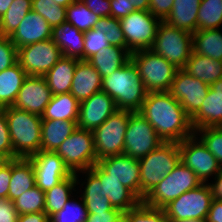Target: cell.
Listing matches in <instances>:
<instances>
[{
  "label": "cell",
  "instance_id": "cell-7",
  "mask_svg": "<svg viewBox=\"0 0 222 222\" xmlns=\"http://www.w3.org/2000/svg\"><path fill=\"white\" fill-rule=\"evenodd\" d=\"M150 50L164 57L176 68L183 69L192 53V33L161 21Z\"/></svg>",
  "mask_w": 222,
  "mask_h": 222
},
{
  "label": "cell",
  "instance_id": "cell-17",
  "mask_svg": "<svg viewBox=\"0 0 222 222\" xmlns=\"http://www.w3.org/2000/svg\"><path fill=\"white\" fill-rule=\"evenodd\" d=\"M117 110L113 98L101 90L80 102L77 127L93 131Z\"/></svg>",
  "mask_w": 222,
  "mask_h": 222
},
{
  "label": "cell",
  "instance_id": "cell-49",
  "mask_svg": "<svg viewBox=\"0 0 222 222\" xmlns=\"http://www.w3.org/2000/svg\"><path fill=\"white\" fill-rule=\"evenodd\" d=\"M18 213L13 201L8 198H0V222H17Z\"/></svg>",
  "mask_w": 222,
  "mask_h": 222
},
{
  "label": "cell",
  "instance_id": "cell-18",
  "mask_svg": "<svg viewBox=\"0 0 222 222\" xmlns=\"http://www.w3.org/2000/svg\"><path fill=\"white\" fill-rule=\"evenodd\" d=\"M52 96L44 76L28 75L19 90L13 107L41 116Z\"/></svg>",
  "mask_w": 222,
  "mask_h": 222
},
{
  "label": "cell",
  "instance_id": "cell-26",
  "mask_svg": "<svg viewBox=\"0 0 222 222\" xmlns=\"http://www.w3.org/2000/svg\"><path fill=\"white\" fill-rule=\"evenodd\" d=\"M190 119L193 130L222 126V97L210 88L201 108Z\"/></svg>",
  "mask_w": 222,
  "mask_h": 222
},
{
  "label": "cell",
  "instance_id": "cell-10",
  "mask_svg": "<svg viewBox=\"0 0 222 222\" xmlns=\"http://www.w3.org/2000/svg\"><path fill=\"white\" fill-rule=\"evenodd\" d=\"M213 196L208 183L191 189L171 201L163 209L169 221L206 219Z\"/></svg>",
  "mask_w": 222,
  "mask_h": 222
},
{
  "label": "cell",
  "instance_id": "cell-4",
  "mask_svg": "<svg viewBox=\"0 0 222 222\" xmlns=\"http://www.w3.org/2000/svg\"><path fill=\"white\" fill-rule=\"evenodd\" d=\"M140 166V200L170 173L180 162L179 143L164 142L157 149L141 158Z\"/></svg>",
  "mask_w": 222,
  "mask_h": 222
},
{
  "label": "cell",
  "instance_id": "cell-29",
  "mask_svg": "<svg viewBox=\"0 0 222 222\" xmlns=\"http://www.w3.org/2000/svg\"><path fill=\"white\" fill-rule=\"evenodd\" d=\"M183 70L202 82L211 85L222 78V61L192 52Z\"/></svg>",
  "mask_w": 222,
  "mask_h": 222
},
{
  "label": "cell",
  "instance_id": "cell-63",
  "mask_svg": "<svg viewBox=\"0 0 222 222\" xmlns=\"http://www.w3.org/2000/svg\"><path fill=\"white\" fill-rule=\"evenodd\" d=\"M169 222H206V219H187V220H182V221H169Z\"/></svg>",
  "mask_w": 222,
  "mask_h": 222
},
{
  "label": "cell",
  "instance_id": "cell-40",
  "mask_svg": "<svg viewBox=\"0 0 222 222\" xmlns=\"http://www.w3.org/2000/svg\"><path fill=\"white\" fill-rule=\"evenodd\" d=\"M32 10L41 15L53 28L66 22V7L48 0H32Z\"/></svg>",
  "mask_w": 222,
  "mask_h": 222
},
{
  "label": "cell",
  "instance_id": "cell-13",
  "mask_svg": "<svg viewBox=\"0 0 222 222\" xmlns=\"http://www.w3.org/2000/svg\"><path fill=\"white\" fill-rule=\"evenodd\" d=\"M196 136L193 134L179 143L180 162L189 167L202 183H207L208 178L216 176L222 166Z\"/></svg>",
  "mask_w": 222,
  "mask_h": 222
},
{
  "label": "cell",
  "instance_id": "cell-20",
  "mask_svg": "<svg viewBox=\"0 0 222 222\" xmlns=\"http://www.w3.org/2000/svg\"><path fill=\"white\" fill-rule=\"evenodd\" d=\"M90 170L99 178L102 196L107 197L110 204L120 211H128L141 200L119 180L108 177V173L96 163Z\"/></svg>",
  "mask_w": 222,
  "mask_h": 222
},
{
  "label": "cell",
  "instance_id": "cell-61",
  "mask_svg": "<svg viewBox=\"0 0 222 222\" xmlns=\"http://www.w3.org/2000/svg\"><path fill=\"white\" fill-rule=\"evenodd\" d=\"M12 159L5 153L0 151V169L9 164Z\"/></svg>",
  "mask_w": 222,
  "mask_h": 222
},
{
  "label": "cell",
  "instance_id": "cell-59",
  "mask_svg": "<svg viewBox=\"0 0 222 222\" xmlns=\"http://www.w3.org/2000/svg\"><path fill=\"white\" fill-rule=\"evenodd\" d=\"M210 88L215 91L216 94L222 97V78L211 84Z\"/></svg>",
  "mask_w": 222,
  "mask_h": 222
},
{
  "label": "cell",
  "instance_id": "cell-25",
  "mask_svg": "<svg viewBox=\"0 0 222 222\" xmlns=\"http://www.w3.org/2000/svg\"><path fill=\"white\" fill-rule=\"evenodd\" d=\"M131 59V52L127 48L112 46L102 48L95 53L88 62L100 73L101 77L112 74L124 66Z\"/></svg>",
  "mask_w": 222,
  "mask_h": 222
},
{
  "label": "cell",
  "instance_id": "cell-60",
  "mask_svg": "<svg viewBox=\"0 0 222 222\" xmlns=\"http://www.w3.org/2000/svg\"><path fill=\"white\" fill-rule=\"evenodd\" d=\"M114 222H129V210L121 211L115 218Z\"/></svg>",
  "mask_w": 222,
  "mask_h": 222
},
{
  "label": "cell",
  "instance_id": "cell-5",
  "mask_svg": "<svg viewBox=\"0 0 222 222\" xmlns=\"http://www.w3.org/2000/svg\"><path fill=\"white\" fill-rule=\"evenodd\" d=\"M202 184L195 173L182 162L157 184L142 200L145 204L163 209L183 193Z\"/></svg>",
  "mask_w": 222,
  "mask_h": 222
},
{
  "label": "cell",
  "instance_id": "cell-48",
  "mask_svg": "<svg viewBox=\"0 0 222 222\" xmlns=\"http://www.w3.org/2000/svg\"><path fill=\"white\" fill-rule=\"evenodd\" d=\"M174 0H150L149 11L161 21L170 15Z\"/></svg>",
  "mask_w": 222,
  "mask_h": 222
},
{
  "label": "cell",
  "instance_id": "cell-12",
  "mask_svg": "<svg viewBox=\"0 0 222 222\" xmlns=\"http://www.w3.org/2000/svg\"><path fill=\"white\" fill-rule=\"evenodd\" d=\"M164 141L158 136L152 125L139 113L130 115L124 137V154L140 160Z\"/></svg>",
  "mask_w": 222,
  "mask_h": 222
},
{
  "label": "cell",
  "instance_id": "cell-16",
  "mask_svg": "<svg viewBox=\"0 0 222 222\" xmlns=\"http://www.w3.org/2000/svg\"><path fill=\"white\" fill-rule=\"evenodd\" d=\"M32 162L36 186L46 192L73 173L53 151H39L28 158Z\"/></svg>",
  "mask_w": 222,
  "mask_h": 222
},
{
  "label": "cell",
  "instance_id": "cell-11",
  "mask_svg": "<svg viewBox=\"0 0 222 222\" xmlns=\"http://www.w3.org/2000/svg\"><path fill=\"white\" fill-rule=\"evenodd\" d=\"M160 23L150 11L136 10L120 19L127 49L131 53L150 49Z\"/></svg>",
  "mask_w": 222,
  "mask_h": 222
},
{
  "label": "cell",
  "instance_id": "cell-52",
  "mask_svg": "<svg viewBox=\"0 0 222 222\" xmlns=\"http://www.w3.org/2000/svg\"><path fill=\"white\" fill-rule=\"evenodd\" d=\"M11 175L12 161L0 169V198H8Z\"/></svg>",
  "mask_w": 222,
  "mask_h": 222
},
{
  "label": "cell",
  "instance_id": "cell-6",
  "mask_svg": "<svg viewBox=\"0 0 222 222\" xmlns=\"http://www.w3.org/2000/svg\"><path fill=\"white\" fill-rule=\"evenodd\" d=\"M131 60L138 68L139 75L147 92H166L178 70L161 55L150 49L131 53Z\"/></svg>",
  "mask_w": 222,
  "mask_h": 222
},
{
  "label": "cell",
  "instance_id": "cell-28",
  "mask_svg": "<svg viewBox=\"0 0 222 222\" xmlns=\"http://www.w3.org/2000/svg\"><path fill=\"white\" fill-rule=\"evenodd\" d=\"M201 0H174L170 15L165 22L174 28L197 31V16Z\"/></svg>",
  "mask_w": 222,
  "mask_h": 222
},
{
  "label": "cell",
  "instance_id": "cell-57",
  "mask_svg": "<svg viewBox=\"0 0 222 222\" xmlns=\"http://www.w3.org/2000/svg\"><path fill=\"white\" fill-rule=\"evenodd\" d=\"M129 4V9L140 11H149L150 0H126Z\"/></svg>",
  "mask_w": 222,
  "mask_h": 222
},
{
  "label": "cell",
  "instance_id": "cell-30",
  "mask_svg": "<svg viewBox=\"0 0 222 222\" xmlns=\"http://www.w3.org/2000/svg\"><path fill=\"white\" fill-rule=\"evenodd\" d=\"M34 186L36 182L32 162L25 158L13 159L8 199L14 201Z\"/></svg>",
  "mask_w": 222,
  "mask_h": 222
},
{
  "label": "cell",
  "instance_id": "cell-42",
  "mask_svg": "<svg viewBox=\"0 0 222 222\" xmlns=\"http://www.w3.org/2000/svg\"><path fill=\"white\" fill-rule=\"evenodd\" d=\"M94 29L104 32L110 45L127 48L120 20L111 16L101 17L96 22Z\"/></svg>",
  "mask_w": 222,
  "mask_h": 222
},
{
  "label": "cell",
  "instance_id": "cell-53",
  "mask_svg": "<svg viewBox=\"0 0 222 222\" xmlns=\"http://www.w3.org/2000/svg\"><path fill=\"white\" fill-rule=\"evenodd\" d=\"M120 212L117 208L105 212H95V214H88L85 222H114Z\"/></svg>",
  "mask_w": 222,
  "mask_h": 222
},
{
  "label": "cell",
  "instance_id": "cell-41",
  "mask_svg": "<svg viewBox=\"0 0 222 222\" xmlns=\"http://www.w3.org/2000/svg\"><path fill=\"white\" fill-rule=\"evenodd\" d=\"M79 197V202L69 199L60 211L49 217V222H85L88 213L82 197Z\"/></svg>",
  "mask_w": 222,
  "mask_h": 222
},
{
  "label": "cell",
  "instance_id": "cell-8",
  "mask_svg": "<svg viewBox=\"0 0 222 222\" xmlns=\"http://www.w3.org/2000/svg\"><path fill=\"white\" fill-rule=\"evenodd\" d=\"M132 111L117 110L92 131L97 161L124 154V137Z\"/></svg>",
  "mask_w": 222,
  "mask_h": 222
},
{
  "label": "cell",
  "instance_id": "cell-46",
  "mask_svg": "<svg viewBox=\"0 0 222 222\" xmlns=\"http://www.w3.org/2000/svg\"><path fill=\"white\" fill-rule=\"evenodd\" d=\"M18 62V49L10 37L0 35V72Z\"/></svg>",
  "mask_w": 222,
  "mask_h": 222
},
{
  "label": "cell",
  "instance_id": "cell-36",
  "mask_svg": "<svg viewBox=\"0 0 222 222\" xmlns=\"http://www.w3.org/2000/svg\"><path fill=\"white\" fill-rule=\"evenodd\" d=\"M32 10V0H14L0 18V35L10 37L26 14Z\"/></svg>",
  "mask_w": 222,
  "mask_h": 222
},
{
  "label": "cell",
  "instance_id": "cell-15",
  "mask_svg": "<svg viewBox=\"0 0 222 222\" xmlns=\"http://www.w3.org/2000/svg\"><path fill=\"white\" fill-rule=\"evenodd\" d=\"M210 85L178 69L168 92L182 105L191 118L200 108L207 96Z\"/></svg>",
  "mask_w": 222,
  "mask_h": 222
},
{
  "label": "cell",
  "instance_id": "cell-14",
  "mask_svg": "<svg viewBox=\"0 0 222 222\" xmlns=\"http://www.w3.org/2000/svg\"><path fill=\"white\" fill-rule=\"evenodd\" d=\"M62 57L51 38L18 48V63L28 75L44 76Z\"/></svg>",
  "mask_w": 222,
  "mask_h": 222
},
{
  "label": "cell",
  "instance_id": "cell-37",
  "mask_svg": "<svg viewBox=\"0 0 222 222\" xmlns=\"http://www.w3.org/2000/svg\"><path fill=\"white\" fill-rule=\"evenodd\" d=\"M100 17L86 7L83 1H75L66 7V22L82 32L95 27Z\"/></svg>",
  "mask_w": 222,
  "mask_h": 222
},
{
  "label": "cell",
  "instance_id": "cell-51",
  "mask_svg": "<svg viewBox=\"0 0 222 222\" xmlns=\"http://www.w3.org/2000/svg\"><path fill=\"white\" fill-rule=\"evenodd\" d=\"M111 17L118 20L128 16L135 9H129V4L126 0H110Z\"/></svg>",
  "mask_w": 222,
  "mask_h": 222
},
{
  "label": "cell",
  "instance_id": "cell-45",
  "mask_svg": "<svg viewBox=\"0 0 222 222\" xmlns=\"http://www.w3.org/2000/svg\"><path fill=\"white\" fill-rule=\"evenodd\" d=\"M104 32L95 30L94 28L84 32V60L88 61L95 53L99 52L102 48L109 47Z\"/></svg>",
  "mask_w": 222,
  "mask_h": 222
},
{
  "label": "cell",
  "instance_id": "cell-9",
  "mask_svg": "<svg viewBox=\"0 0 222 222\" xmlns=\"http://www.w3.org/2000/svg\"><path fill=\"white\" fill-rule=\"evenodd\" d=\"M72 173L88 170L97 163L93 133L77 127L55 151Z\"/></svg>",
  "mask_w": 222,
  "mask_h": 222
},
{
  "label": "cell",
  "instance_id": "cell-50",
  "mask_svg": "<svg viewBox=\"0 0 222 222\" xmlns=\"http://www.w3.org/2000/svg\"><path fill=\"white\" fill-rule=\"evenodd\" d=\"M87 8L101 17L111 16L110 0H83Z\"/></svg>",
  "mask_w": 222,
  "mask_h": 222
},
{
  "label": "cell",
  "instance_id": "cell-24",
  "mask_svg": "<svg viewBox=\"0 0 222 222\" xmlns=\"http://www.w3.org/2000/svg\"><path fill=\"white\" fill-rule=\"evenodd\" d=\"M79 59L62 57L45 75L47 86L53 95L69 93L74 71Z\"/></svg>",
  "mask_w": 222,
  "mask_h": 222
},
{
  "label": "cell",
  "instance_id": "cell-55",
  "mask_svg": "<svg viewBox=\"0 0 222 222\" xmlns=\"http://www.w3.org/2000/svg\"><path fill=\"white\" fill-rule=\"evenodd\" d=\"M17 222H49V217L45 212L21 214Z\"/></svg>",
  "mask_w": 222,
  "mask_h": 222
},
{
  "label": "cell",
  "instance_id": "cell-38",
  "mask_svg": "<svg viewBox=\"0 0 222 222\" xmlns=\"http://www.w3.org/2000/svg\"><path fill=\"white\" fill-rule=\"evenodd\" d=\"M222 25V0H201L197 31L218 29Z\"/></svg>",
  "mask_w": 222,
  "mask_h": 222
},
{
  "label": "cell",
  "instance_id": "cell-39",
  "mask_svg": "<svg viewBox=\"0 0 222 222\" xmlns=\"http://www.w3.org/2000/svg\"><path fill=\"white\" fill-rule=\"evenodd\" d=\"M13 203L18 215L45 212V192L34 186L15 199Z\"/></svg>",
  "mask_w": 222,
  "mask_h": 222
},
{
  "label": "cell",
  "instance_id": "cell-44",
  "mask_svg": "<svg viewBox=\"0 0 222 222\" xmlns=\"http://www.w3.org/2000/svg\"><path fill=\"white\" fill-rule=\"evenodd\" d=\"M129 222H169L164 209L154 208L143 201L129 210Z\"/></svg>",
  "mask_w": 222,
  "mask_h": 222
},
{
  "label": "cell",
  "instance_id": "cell-35",
  "mask_svg": "<svg viewBox=\"0 0 222 222\" xmlns=\"http://www.w3.org/2000/svg\"><path fill=\"white\" fill-rule=\"evenodd\" d=\"M80 184L77 173H73L70 177L63 179L53 188L45 192V213L48 217L60 211L65 203L73 196L72 191H76L74 187Z\"/></svg>",
  "mask_w": 222,
  "mask_h": 222
},
{
  "label": "cell",
  "instance_id": "cell-2",
  "mask_svg": "<svg viewBox=\"0 0 222 222\" xmlns=\"http://www.w3.org/2000/svg\"><path fill=\"white\" fill-rule=\"evenodd\" d=\"M102 91L113 98L118 110L132 112L141 110L148 93L131 59L109 76L103 77Z\"/></svg>",
  "mask_w": 222,
  "mask_h": 222
},
{
  "label": "cell",
  "instance_id": "cell-27",
  "mask_svg": "<svg viewBox=\"0 0 222 222\" xmlns=\"http://www.w3.org/2000/svg\"><path fill=\"white\" fill-rule=\"evenodd\" d=\"M77 128V121L42 120L41 151L55 152Z\"/></svg>",
  "mask_w": 222,
  "mask_h": 222
},
{
  "label": "cell",
  "instance_id": "cell-19",
  "mask_svg": "<svg viewBox=\"0 0 222 222\" xmlns=\"http://www.w3.org/2000/svg\"><path fill=\"white\" fill-rule=\"evenodd\" d=\"M108 173L130 189L140 199V166L137 159L125 154L109 156L97 161Z\"/></svg>",
  "mask_w": 222,
  "mask_h": 222
},
{
  "label": "cell",
  "instance_id": "cell-62",
  "mask_svg": "<svg viewBox=\"0 0 222 222\" xmlns=\"http://www.w3.org/2000/svg\"><path fill=\"white\" fill-rule=\"evenodd\" d=\"M48 1L54 2V3L62 5L64 7H68L71 3L75 2L76 0H48Z\"/></svg>",
  "mask_w": 222,
  "mask_h": 222
},
{
  "label": "cell",
  "instance_id": "cell-3",
  "mask_svg": "<svg viewBox=\"0 0 222 222\" xmlns=\"http://www.w3.org/2000/svg\"><path fill=\"white\" fill-rule=\"evenodd\" d=\"M2 109L5 112L15 159H28L41 151V116L13 106Z\"/></svg>",
  "mask_w": 222,
  "mask_h": 222
},
{
  "label": "cell",
  "instance_id": "cell-31",
  "mask_svg": "<svg viewBox=\"0 0 222 222\" xmlns=\"http://www.w3.org/2000/svg\"><path fill=\"white\" fill-rule=\"evenodd\" d=\"M27 76L18 62L0 72V109L13 106Z\"/></svg>",
  "mask_w": 222,
  "mask_h": 222
},
{
  "label": "cell",
  "instance_id": "cell-23",
  "mask_svg": "<svg viewBox=\"0 0 222 222\" xmlns=\"http://www.w3.org/2000/svg\"><path fill=\"white\" fill-rule=\"evenodd\" d=\"M51 39L57 44L63 57L84 60V32L64 22L52 28Z\"/></svg>",
  "mask_w": 222,
  "mask_h": 222
},
{
  "label": "cell",
  "instance_id": "cell-33",
  "mask_svg": "<svg viewBox=\"0 0 222 222\" xmlns=\"http://www.w3.org/2000/svg\"><path fill=\"white\" fill-rule=\"evenodd\" d=\"M86 173L87 182L84 187V192L80 195L84 201L88 214L95 212H105L112 210L114 207L110 204L107 197L102 196L101 183L99 178L90 170L80 171Z\"/></svg>",
  "mask_w": 222,
  "mask_h": 222
},
{
  "label": "cell",
  "instance_id": "cell-56",
  "mask_svg": "<svg viewBox=\"0 0 222 222\" xmlns=\"http://www.w3.org/2000/svg\"><path fill=\"white\" fill-rule=\"evenodd\" d=\"M214 183H209L211 188L213 199L222 200V169L221 171L214 177Z\"/></svg>",
  "mask_w": 222,
  "mask_h": 222
},
{
  "label": "cell",
  "instance_id": "cell-43",
  "mask_svg": "<svg viewBox=\"0 0 222 222\" xmlns=\"http://www.w3.org/2000/svg\"><path fill=\"white\" fill-rule=\"evenodd\" d=\"M194 134L201 135L198 139L203 142L222 166V126L197 129L194 130Z\"/></svg>",
  "mask_w": 222,
  "mask_h": 222
},
{
  "label": "cell",
  "instance_id": "cell-58",
  "mask_svg": "<svg viewBox=\"0 0 222 222\" xmlns=\"http://www.w3.org/2000/svg\"><path fill=\"white\" fill-rule=\"evenodd\" d=\"M14 0H0V18L6 13Z\"/></svg>",
  "mask_w": 222,
  "mask_h": 222
},
{
  "label": "cell",
  "instance_id": "cell-21",
  "mask_svg": "<svg viewBox=\"0 0 222 222\" xmlns=\"http://www.w3.org/2000/svg\"><path fill=\"white\" fill-rule=\"evenodd\" d=\"M52 36V27L38 13L31 10L20 22L16 31L10 36L16 48L24 47L36 42L45 41Z\"/></svg>",
  "mask_w": 222,
  "mask_h": 222
},
{
  "label": "cell",
  "instance_id": "cell-22",
  "mask_svg": "<svg viewBox=\"0 0 222 222\" xmlns=\"http://www.w3.org/2000/svg\"><path fill=\"white\" fill-rule=\"evenodd\" d=\"M102 80L100 73L88 61L79 60L74 71L70 93L79 102L84 101L102 90Z\"/></svg>",
  "mask_w": 222,
  "mask_h": 222
},
{
  "label": "cell",
  "instance_id": "cell-47",
  "mask_svg": "<svg viewBox=\"0 0 222 222\" xmlns=\"http://www.w3.org/2000/svg\"><path fill=\"white\" fill-rule=\"evenodd\" d=\"M0 151L7 154L12 160L15 159L9 128L3 109H0Z\"/></svg>",
  "mask_w": 222,
  "mask_h": 222
},
{
  "label": "cell",
  "instance_id": "cell-54",
  "mask_svg": "<svg viewBox=\"0 0 222 222\" xmlns=\"http://www.w3.org/2000/svg\"><path fill=\"white\" fill-rule=\"evenodd\" d=\"M206 222H222V200L213 199Z\"/></svg>",
  "mask_w": 222,
  "mask_h": 222
},
{
  "label": "cell",
  "instance_id": "cell-34",
  "mask_svg": "<svg viewBox=\"0 0 222 222\" xmlns=\"http://www.w3.org/2000/svg\"><path fill=\"white\" fill-rule=\"evenodd\" d=\"M192 52L222 61V32L220 29L192 33Z\"/></svg>",
  "mask_w": 222,
  "mask_h": 222
},
{
  "label": "cell",
  "instance_id": "cell-32",
  "mask_svg": "<svg viewBox=\"0 0 222 222\" xmlns=\"http://www.w3.org/2000/svg\"><path fill=\"white\" fill-rule=\"evenodd\" d=\"M80 102L69 93L53 95L45 107L42 120L78 121Z\"/></svg>",
  "mask_w": 222,
  "mask_h": 222
},
{
  "label": "cell",
  "instance_id": "cell-1",
  "mask_svg": "<svg viewBox=\"0 0 222 222\" xmlns=\"http://www.w3.org/2000/svg\"><path fill=\"white\" fill-rule=\"evenodd\" d=\"M139 113L164 142L180 143L194 134L190 117L168 91L147 93Z\"/></svg>",
  "mask_w": 222,
  "mask_h": 222
}]
</instances>
